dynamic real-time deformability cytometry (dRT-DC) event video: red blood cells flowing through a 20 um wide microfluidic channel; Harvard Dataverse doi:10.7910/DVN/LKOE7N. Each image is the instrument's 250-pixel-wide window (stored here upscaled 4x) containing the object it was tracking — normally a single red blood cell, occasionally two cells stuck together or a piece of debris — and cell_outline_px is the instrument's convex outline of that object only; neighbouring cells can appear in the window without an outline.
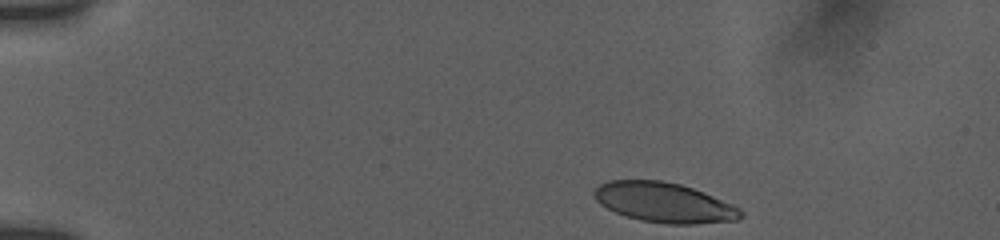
{"species": "human", "species_latin": "Homo sapiens", "temperature_condition": "room temperature", "stored_images_in_passage": 47, "camera_frame_rate_fps": 3000, "um_per_image_px": 0.085, "donor": {"sex": "female"}, "frame": {"image": 1, "passage_image": 1, "time_ms": 0.0, "image_size_px": [1000, 240], "cell_outline_px": [[744, 216], [736, 220], [696, 224], [668, 224], [640, 220], [616, 212], [600, 204], [596, 200], [592, 192], [600, 184], [608, 180], [660, 180], [680, 184], [692, 188], [732, 204], [740, 208], [744, 212]], "centroid_in_image_um": [56.46, 17.21], "position_along_channel_um": 28.5, "area_um2": 33.93}}
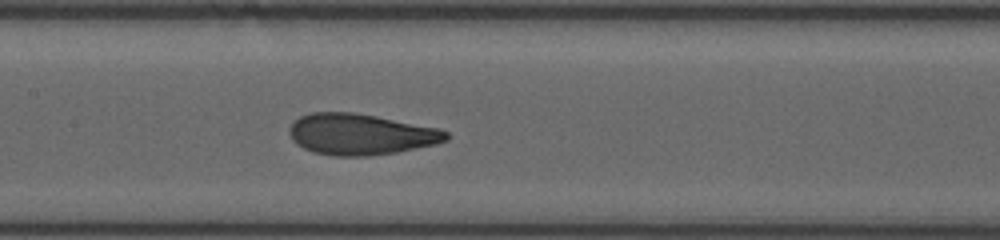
{"frame": {"image": 2, "passage_image": 20, "time_ms": 6.333, "image_size_px": [1000, 240], "cell_outline_px": [[448, 140], [436, 144], [396, 152], [368, 156], [332, 156], [312, 152], [296, 144], [292, 140], [288, 132], [288, 128], [300, 116], [312, 112], [352, 112], [376, 116], [440, 128], [448, 132]], "centroid_in_image_um": [30.64, 11.42], "position_along_channel_um": 176.8, "area_um2": 37.69}}
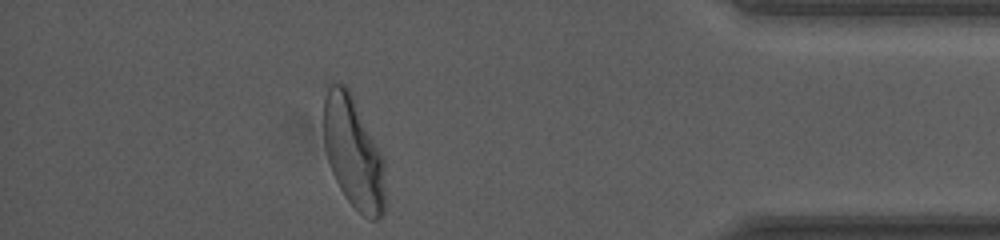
{"frame": {"image": 3, "passage_image": 41, "time_ms": 13.333, "image_size_px": [1000, 240], "cell_outline_px": [[384, 212], [376, 220], [368, 220], [344, 196], [332, 172], [328, 160], [324, 144], [324, 96], [328, 88], [332, 84], [344, 84], [348, 88], [384, 160]], "centroid_in_image_um": [30.02, 13.01], "position_along_channel_um": 405.2, "area_um2": 39.25}, "authors_computed_cell_mechanics": {"area_um2": 37.4544, "velocity_mm_per_s": 3.748, "shape_relaxation_time_tau1_ms": 4.0036, "shape_relaxation_time_tau2_ms": 0.8732, "deformation_change_tau1": 0.1801, "deformation_change_tau2": 0.0704}}